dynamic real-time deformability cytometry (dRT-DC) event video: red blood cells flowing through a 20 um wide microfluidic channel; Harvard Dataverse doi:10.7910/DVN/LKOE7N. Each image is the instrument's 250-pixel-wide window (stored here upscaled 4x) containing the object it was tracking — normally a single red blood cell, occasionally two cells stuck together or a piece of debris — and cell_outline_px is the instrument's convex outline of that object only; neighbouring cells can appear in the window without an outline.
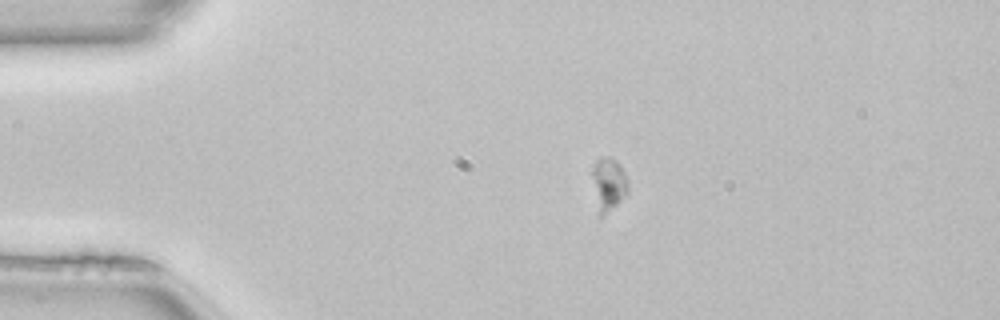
{"species": "common noctule bat (a hibernating species)", "species_latin": "Nyctalus noctula", "temperature_condition": "room temperature", "stored_images_in_passage": 44, "camera_frame_rate_fps": 3000, "um_per_image_px": 0.085, "animal": {"sex": "female", "body_mass_g": 22.7, "forearm_length_mm": 54.2}, "frame": {"image": 1, "passage_image": 3, "time_ms": 0.667, "image_size_px": [1000, 320], "cell_outline_px": [[628, 192], [616, 204], [600, 216], [592, 172], [596, 160], [600, 156], [608, 156], [616, 160], [620, 164], [628, 180]], "centroid_in_image_um": [51.76, 15.54], "position_along_channel_um": 33.2, "area_um2": 10.52}}
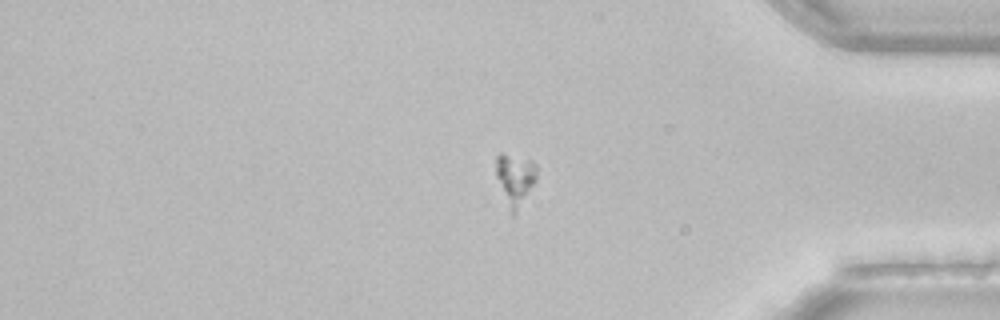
{"frame": {"image": 2, "passage_image": 35, "time_ms": 11.333, "image_size_px": [1000, 320], "cell_outline_px": [[536, 180], [516, 212], [512, 216], [496, 176], [496, 156], [500, 152], [532, 160], [536, 164]], "centroid_in_image_um": [43.78, 15.17], "position_along_channel_um": 391.4, "area_um2": 11.96}}